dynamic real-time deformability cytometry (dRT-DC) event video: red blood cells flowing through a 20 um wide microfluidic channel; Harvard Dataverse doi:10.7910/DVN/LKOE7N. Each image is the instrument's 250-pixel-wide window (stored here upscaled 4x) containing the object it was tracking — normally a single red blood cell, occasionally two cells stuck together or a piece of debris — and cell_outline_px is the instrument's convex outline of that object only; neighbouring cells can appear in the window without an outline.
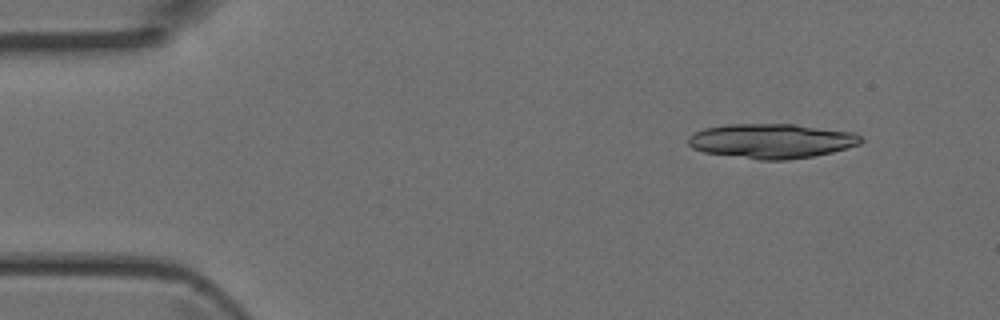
{"species": "Egyptian fruit bat (a non-hibernating species)", "species_latin": "Rousettus aegyptiacus", "temperature_condition": "room temperature", "stored_images_in_passage": 6, "camera_frame_rate_fps": 3000, "um_per_image_px": 0.085, "animal": {"sex": "female"}, "frame": {"image": 1, "passage_image": 2, "time_ms": 0.333, "image_size_px": [1000, 320], "cell_outline_px": [[864, 140], [860, 144], [832, 152], [812, 156], [788, 160], [760, 160], [704, 152], [692, 148], [688, 144], [688, 136], [704, 128], [728, 124], [796, 124], [856, 132]], "centroid_in_image_um": [65.61, 11.97], "position_along_channel_um": 19.4, "area_um2": 35.03}}
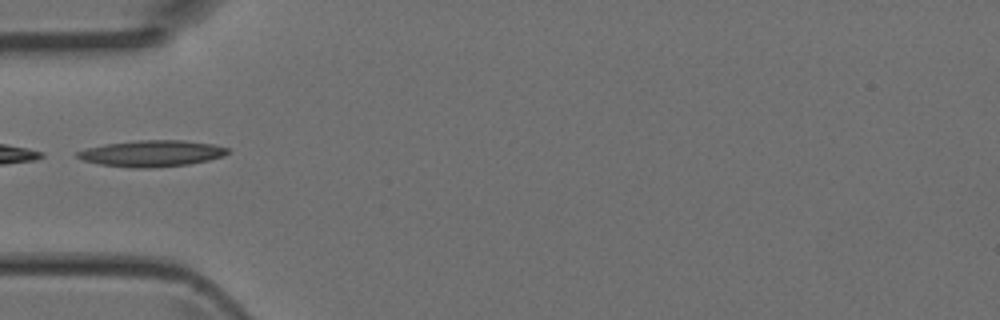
{"frame": {"image": 2, "passage_image": 5, "time_ms": 1.333, "image_size_px": [1000, 320], "cell_outline_px": [[232, 152], [224, 156], [208, 160], [188, 164], [156, 168], [132, 168], [100, 164], [84, 160], [76, 156], [76, 152], [88, 148], [104, 144], [136, 140], [184, 140], [212, 144], [228, 148]], "centroid_in_image_um": [12.94, 13.04], "position_along_channel_um": 72.1, "area_um2": 23.12}}
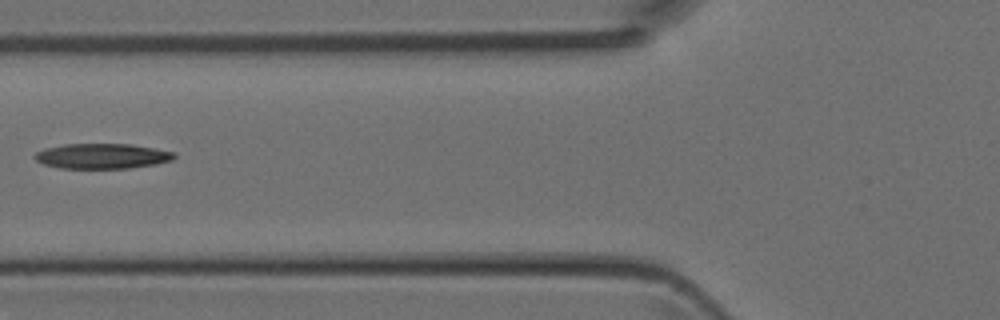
{"frame": {"image": 3, "passage_image": 6, "time_ms": 1.667, "image_size_px": [1000, 320], "cell_outline_px": [[176, 156], [172, 160], [156, 164], [128, 168], [60, 168], [44, 164], [36, 160], [32, 156], [36, 152], [44, 148], [64, 144], [132, 144], [176, 152]], "centroid_in_image_um": [8.68, 13.26], "position_along_channel_um": 117.1, "area_um2": 20.52}}